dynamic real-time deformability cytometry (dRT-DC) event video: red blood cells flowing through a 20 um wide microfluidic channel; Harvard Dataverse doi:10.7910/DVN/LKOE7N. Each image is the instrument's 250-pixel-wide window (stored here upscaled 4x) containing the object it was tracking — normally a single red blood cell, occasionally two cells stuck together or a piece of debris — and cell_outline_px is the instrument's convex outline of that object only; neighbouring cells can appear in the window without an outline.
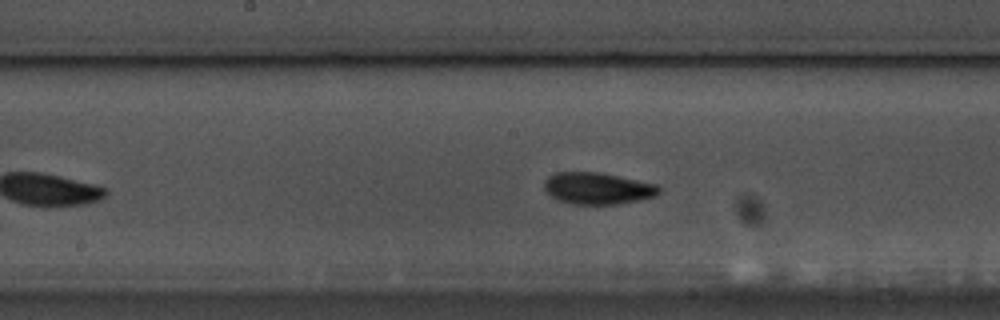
{"species": "common noctule bat (a hibernating species)", "species_latin": "Nyctalus noctula", "temperature_condition": "warm", "stored_images_in_passage": 30, "camera_frame_rate_fps": 3000, "um_per_image_px": 0.085, "animal": {"sex": "male", "body_mass_g": 17.5, "forearm_length_mm": 52.3}, "frame": {"image": 1, "passage_image": 13, "time_ms": 4.0, "image_size_px": [1000, 320], "cell_outline_px": [[660, 192], [656, 196], [616, 204], [572, 204], [556, 200], [544, 188], [544, 180], [548, 176], [556, 172], [600, 172], [656, 184], [660, 188]], "centroid_in_image_um": [50.77, 16.0], "position_along_channel_um": 197.4, "area_um2": 21.15}, "authors_computed_cell_mechanics": {"area_um2": 20.2011, "velocity_mm_per_s": 3.5175, "shape_relaxation_time_tau1_ms": 1.9561, "shape_relaxation_time_tau2_ms": 1.6713, "deformation_change_tau1": 0.1098, "deformation_change_tau2": 0.0706}}